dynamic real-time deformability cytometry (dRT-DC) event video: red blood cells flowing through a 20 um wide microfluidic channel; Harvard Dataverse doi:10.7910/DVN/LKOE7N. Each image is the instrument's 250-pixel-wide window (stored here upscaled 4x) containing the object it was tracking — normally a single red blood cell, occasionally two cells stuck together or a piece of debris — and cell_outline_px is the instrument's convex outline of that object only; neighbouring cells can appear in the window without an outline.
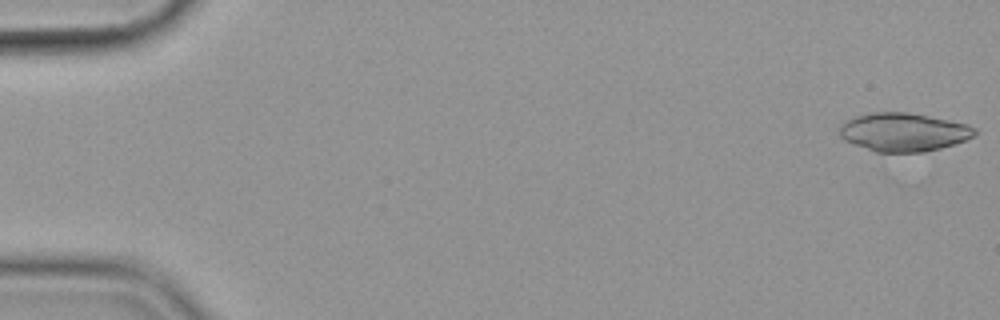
{"species": "common noctule bat (a hibernating species)", "species_latin": "Nyctalus noctula", "temperature_condition": "cold", "stored_images_in_passage": 55, "camera_frame_rate_fps": 3000, "um_per_image_px": 0.085, "animal": {"sex": "female", "body_mass_g": 19.9}, "frame": {"image": 1, "passage_image": 1, "time_ms": 0.0, "image_size_px": [1000, 320], "cell_outline_px": [[976, 136], [940, 148], [924, 152], [876, 152], [844, 140], [840, 136], [836, 128], [844, 120], [856, 116], [872, 112], [904, 112], [928, 116], [968, 124], [976, 128]], "centroid_in_image_um": [76.75, 11.22], "position_along_channel_um": 8.2, "area_um2": 30.35}}
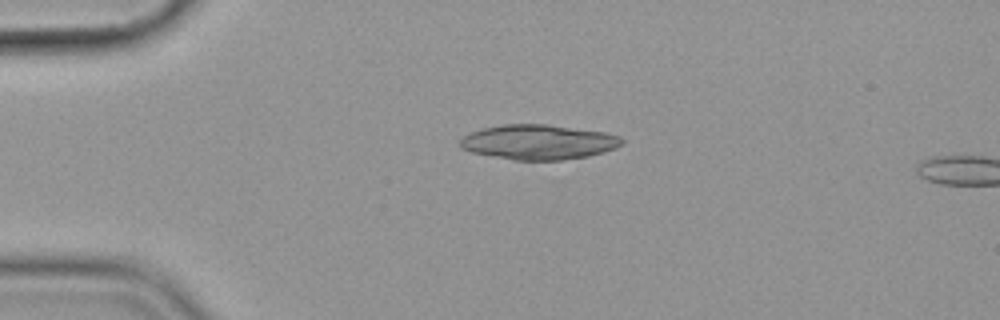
{"frame": {"image": 2, "passage_image": 13, "time_ms": 4.0, "image_size_px": [1000, 320], "cell_outline_px": [[624, 144], [616, 148], [604, 152], [588, 156], [560, 160], [512, 160], [472, 152], [460, 148], [460, 140], [464, 136], [472, 132], [484, 128], [504, 124], [544, 124], [604, 132], [620, 136], [624, 140]], "centroid_in_image_um": [45.79, 12.08], "position_along_channel_um": 39.2, "area_um2": 32.77}}